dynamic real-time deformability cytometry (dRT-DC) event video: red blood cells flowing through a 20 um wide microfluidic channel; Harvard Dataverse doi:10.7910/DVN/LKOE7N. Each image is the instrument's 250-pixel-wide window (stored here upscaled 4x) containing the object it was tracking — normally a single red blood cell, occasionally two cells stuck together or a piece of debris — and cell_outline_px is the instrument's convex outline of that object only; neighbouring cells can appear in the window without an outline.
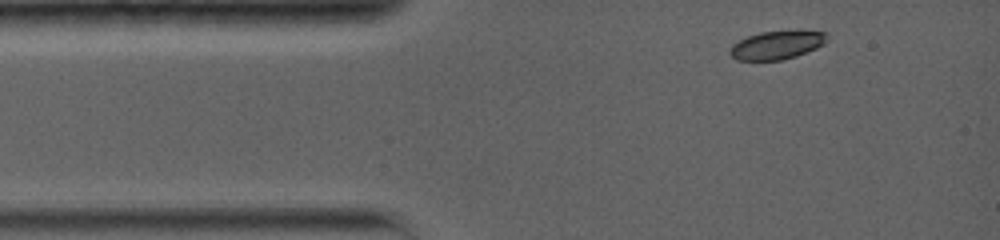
{"species": "common noctule bat (a hibernating species)", "species_latin": "Nyctalus noctula", "temperature_condition": "warm", "stored_images_in_passage": 12, "camera_frame_rate_fps": 5000, "um_per_image_px": 0.085, "animal": {"sex": "female", "body_mass_g": 19.0, "forearm_length_mm": 56.7}, "frame": {"image": 1, "passage_image": 1, "time_ms": 0.0, "image_size_px": [1000, 240], "cell_outline_px": [[828, 40], [824, 44], [816, 48], [796, 56], [784, 60], [736, 60], [728, 52], [732, 44], [748, 36], [760, 32], [828, 32]], "centroid_in_image_um": [66.01, 3.85], "position_along_channel_um": 19.0, "area_um2": 15.78}}
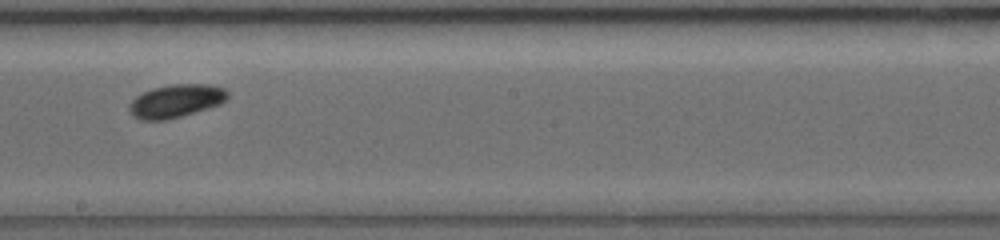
{"frame": {"image": 2, "passage_image": 7, "time_ms": 6.8, "image_size_px": [1000, 240], "cell_outline_px": [[228, 96], [220, 104], [208, 108], [168, 120], [140, 120], [132, 116], [128, 112], [128, 104], [136, 96], [152, 88], [168, 84], [212, 84], [224, 88], [228, 92]], "centroid_in_image_um": [14.92, 8.58], "position_along_channel_um": 233.3, "area_um2": 19.19}}
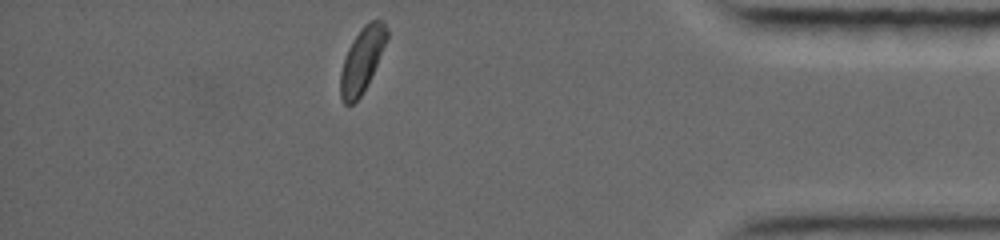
{"frame": {"image": 3, "passage_image": 12, "time_ms": 12.4, "image_size_px": [1000, 240], "cell_outline_px": [[388, 36], [376, 64], [360, 96], [352, 104], [344, 104], [340, 96], [340, 72], [348, 48], [352, 40], [364, 24], [372, 20], [384, 20], [388, 28]], "centroid_in_image_um": [30.76, 5.05], "position_along_channel_um": 404.4, "area_um2": 17.05}, "authors_computed_cell_mechanics": {"area_um2": 17.7157, "velocity_mm_per_s": 3.7342, "shape_relaxation_time_tau1_ms": 1.4632, "shape_relaxation_time_tau2_ms": null, "deformation_change_tau1": 0.0949, "deformation_change_tau2": null}}